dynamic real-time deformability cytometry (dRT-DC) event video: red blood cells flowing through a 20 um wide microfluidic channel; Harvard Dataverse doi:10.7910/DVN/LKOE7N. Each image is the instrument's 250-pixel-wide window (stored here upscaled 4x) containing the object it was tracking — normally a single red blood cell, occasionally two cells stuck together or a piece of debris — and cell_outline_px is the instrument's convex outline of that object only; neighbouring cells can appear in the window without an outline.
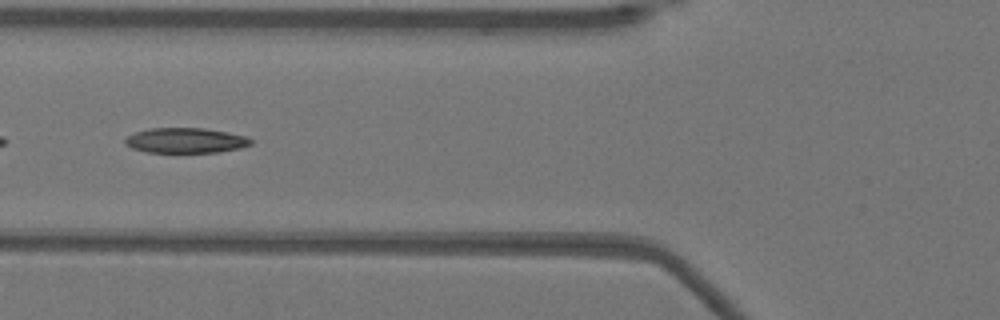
{"species": "Egyptian fruit bat (a non-hibernating species)", "species_latin": "Rousettus aegyptiacus", "temperature_condition": "warm", "stored_images_in_passage": 52, "segment_of_instrument_passage": [2, 2], "camera_frame_rate_fps": 3000, "um_per_image_px": 0.085, "animal": {"sex": "female"}, "frame": {"image": 1, "passage_image": 20, "time_ms": 6.333, "image_size_px": [1000, 320], "cell_outline_px": [[252, 144], [240, 148], [216, 152], [148, 152], [132, 148], [124, 144], [124, 140], [128, 136], [136, 132], [148, 128], [204, 128], [228, 132], [244, 136], [252, 140]], "centroid_in_image_um": [15.76, 11.93], "position_along_channel_um": 110.0, "area_um2": 18.32}}
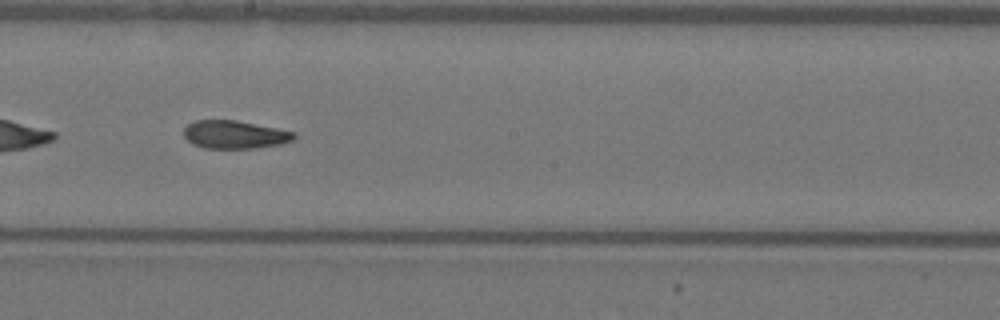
{"frame": {"image": 2, "passage_image": 29, "time_ms": 9.333, "image_size_px": [1000, 320], "cell_outline_px": [[296, 136], [292, 140], [280, 144], [256, 148], [204, 148], [192, 144], [184, 136], [184, 128], [188, 124], [196, 120], [236, 120], [296, 132]], "centroid_in_image_um": [19.94, 11.44], "position_along_channel_um": 228.3, "area_um2": 17.98}}
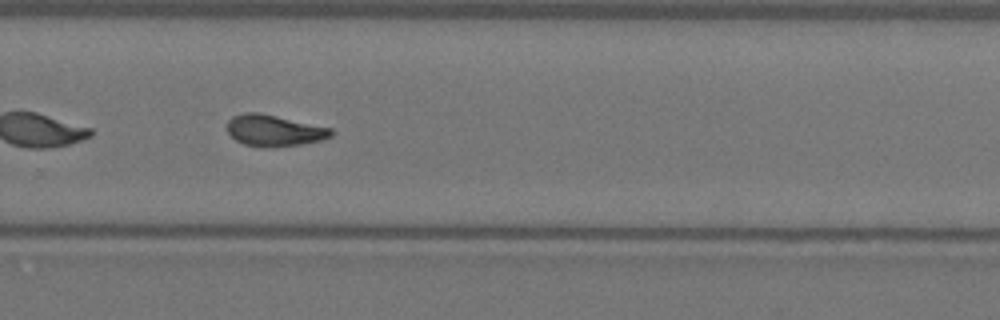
{"frame": {"image": 3, "passage_image": 35, "time_ms": 11.333, "image_size_px": [1000, 320], "cell_outline_px": [[332, 136], [320, 140], [300, 144], [268, 148], [264, 148], [244, 144], [236, 140], [228, 132], [228, 120], [232, 116], [244, 112], [260, 112], [332, 128]], "centroid_in_image_um": [23.28, 11.09], "position_along_channel_um": 306.5, "area_um2": 19.02}}